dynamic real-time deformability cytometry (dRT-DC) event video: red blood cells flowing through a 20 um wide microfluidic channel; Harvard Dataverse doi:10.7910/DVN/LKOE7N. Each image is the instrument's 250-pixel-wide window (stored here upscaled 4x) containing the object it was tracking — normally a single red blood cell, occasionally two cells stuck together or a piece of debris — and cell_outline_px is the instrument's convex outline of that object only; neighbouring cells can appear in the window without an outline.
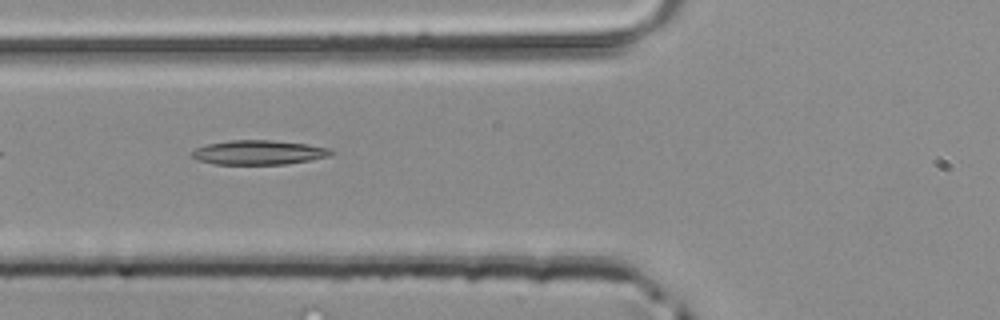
{"species": "common noctule bat (a hibernating species)", "species_latin": "Nyctalus noctula", "temperature_condition": "room temperature", "stored_images_in_passage": 21, "camera_frame_rate_fps": 3000, "um_per_image_px": 0.085, "animal": {"sex": "male", "body_mass_g": 20.4}, "frame": {"image": 1, "passage_image": 3, "time_ms": 0.667, "image_size_px": [1000, 320], "cell_outline_px": [[332, 152], [328, 156], [308, 160], [284, 164], [212, 164], [196, 160], [192, 156], [192, 152], [196, 148], [208, 144], [228, 140], [272, 140], [308, 144], [332, 148]], "centroid_in_image_um": [21.96, 12.95], "position_along_channel_um": 103.8, "area_um2": 19.71}}
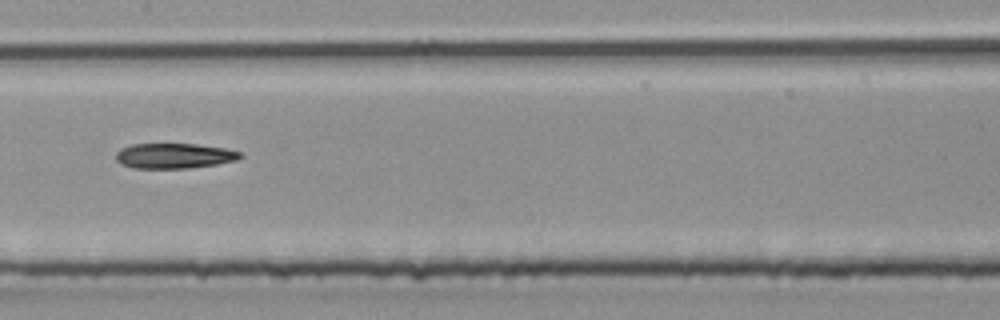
{"frame": {"image": 2, "passage_image": 9, "time_ms": 2.667, "image_size_px": [1000, 320], "cell_outline_px": [[244, 156], [236, 160], [216, 164], [188, 168], [132, 168], [120, 164], [116, 160], [116, 152], [120, 148], [132, 144], [196, 144], [224, 148], [240, 152]], "centroid_in_image_um": [14.77, 13.24], "position_along_channel_um": 192.6, "area_um2": 18.26}}
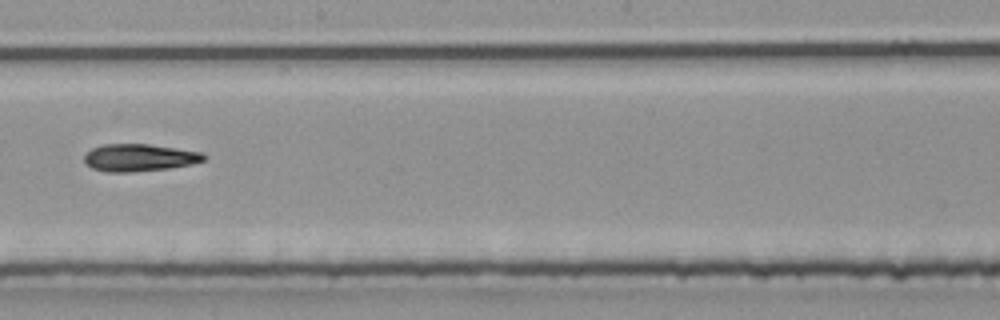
{"frame": {"image": 3, "passage_image": 12, "time_ms": 3.667, "image_size_px": [1000, 320], "cell_outline_px": [[208, 156], [204, 160], [192, 164], [168, 168], [132, 172], [108, 172], [92, 168], [84, 160], [84, 156], [92, 148], [104, 144], [148, 144], [176, 148], [200, 152]], "centroid_in_image_um": [11.85, 13.4], "position_along_channel_um": 236.4, "area_um2": 18.9}}